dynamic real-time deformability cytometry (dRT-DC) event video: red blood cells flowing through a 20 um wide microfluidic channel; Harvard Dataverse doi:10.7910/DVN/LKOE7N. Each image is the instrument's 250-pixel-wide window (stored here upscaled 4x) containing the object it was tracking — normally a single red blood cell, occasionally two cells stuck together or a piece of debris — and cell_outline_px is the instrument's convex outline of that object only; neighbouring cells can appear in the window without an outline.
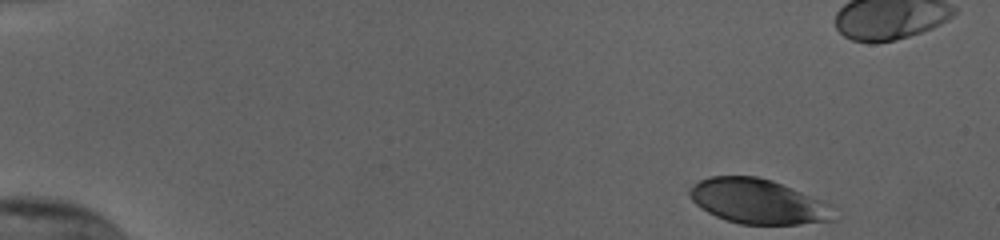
{"species": "human", "species_latin": "Homo sapiens", "temperature_condition": "cold", "stored_images_in_passage": 43, "camera_frame_rate_fps": 3000, "um_per_image_px": 0.085, "donor": {"sex": "female"}, "frame": {"image": 1, "passage_image": 1, "time_ms": 0.0, "image_size_px": [1000, 240], "cell_outline_px": [[836, 220], [800, 224], [740, 224], [716, 216], [700, 208], [688, 196], [688, 192], [692, 184], [708, 176], [756, 176], [772, 180], [800, 192], [816, 200]], "centroid_in_image_um": [64.24, 17.11], "position_along_channel_um": 20.8, "area_um2": 36.53}}
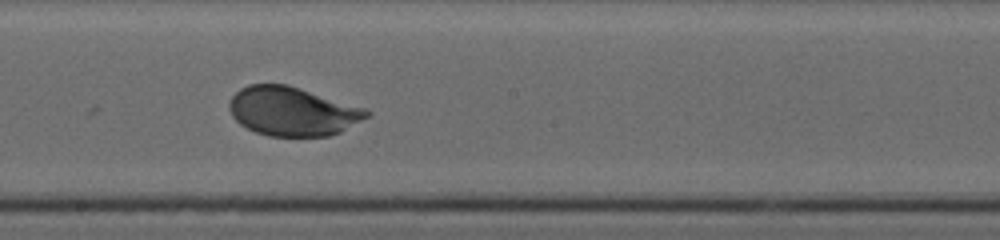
{"frame": {"image": 2, "passage_image": 27, "time_ms": 8.667, "image_size_px": [1000, 240], "cell_outline_px": [[372, 112], [368, 116], [340, 132], [328, 136], [268, 136], [256, 132], [240, 124], [232, 116], [228, 108], [228, 104], [232, 96], [240, 88], [248, 84], [288, 84], [368, 108]], "centroid_in_image_um": [24.86, 9.45], "position_along_channel_um": 223.3, "area_um2": 39.42}}
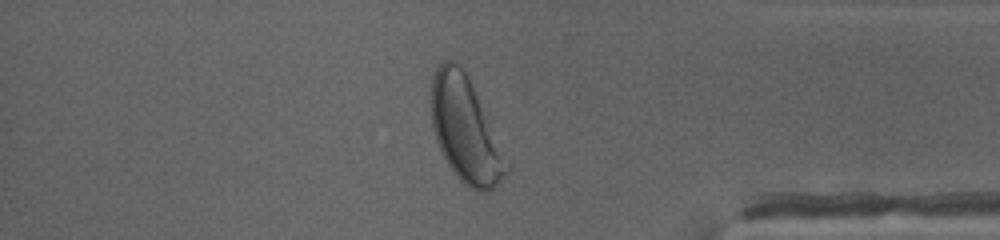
{"frame": {"image": 3, "passage_image": 42, "time_ms": 13.667, "image_size_px": [1000, 240], "cell_outline_px": [[508, 172], [492, 188], [484, 192], [480, 192], [464, 184], [460, 180], [448, 164], [436, 140], [432, 128], [428, 100], [432, 76], [436, 68], [444, 60], [456, 60], [460, 64], [468, 76], [508, 168]], "centroid_in_image_um": [39.44, 10.95], "position_along_channel_um": 395.8, "area_um2": 44.97}}